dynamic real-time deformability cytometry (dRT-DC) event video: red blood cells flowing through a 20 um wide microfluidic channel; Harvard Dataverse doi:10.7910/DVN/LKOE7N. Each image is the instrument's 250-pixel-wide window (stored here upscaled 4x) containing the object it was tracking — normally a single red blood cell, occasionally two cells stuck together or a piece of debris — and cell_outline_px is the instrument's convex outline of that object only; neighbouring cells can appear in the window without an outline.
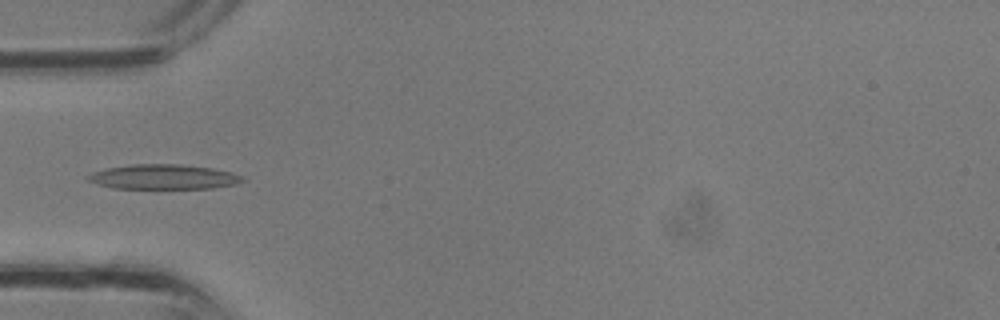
{"species": "common noctule bat (a hibernating species)", "species_latin": "Nyctalus noctula", "temperature_condition": "room temperature", "stored_images_in_passage": 33, "camera_frame_rate_fps": 3000, "um_per_image_px": 0.085, "animal": {"sex": "male", "body_mass_g": 13.3}, "frame": {"image": 1, "passage_image": 10, "time_ms": 3.0, "image_size_px": [1000, 320], "cell_outline_px": [[244, 180], [236, 184], [212, 188], [112, 188], [96, 184], [88, 180], [84, 176], [92, 172], [108, 168], [132, 164], [180, 164], [212, 168], [232, 172], [240, 176]], "centroid_in_image_um": [13.85, 15.03], "position_along_channel_um": 71.1, "area_um2": 22.25}}
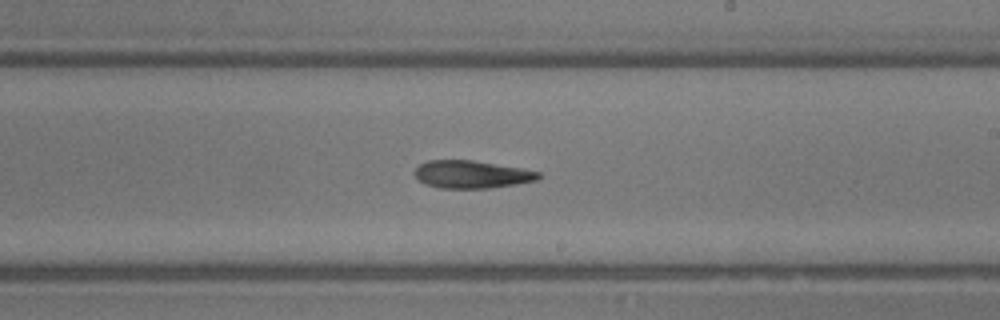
{"frame": {"image": 2, "passage_image": 19, "time_ms": 6.0, "image_size_px": [1000, 320], "cell_outline_px": [[540, 176], [536, 180], [516, 184], [488, 188], [440, 188], [424, 184], [416, 176], [416, 168], [420, 164], [428, 160], [472, 160], [520, 168], [540, 172]], "centroid_in_image_um": [40.08, 14.82], "position_along_channel_um": 248.9, "area_um2": 19.71}}
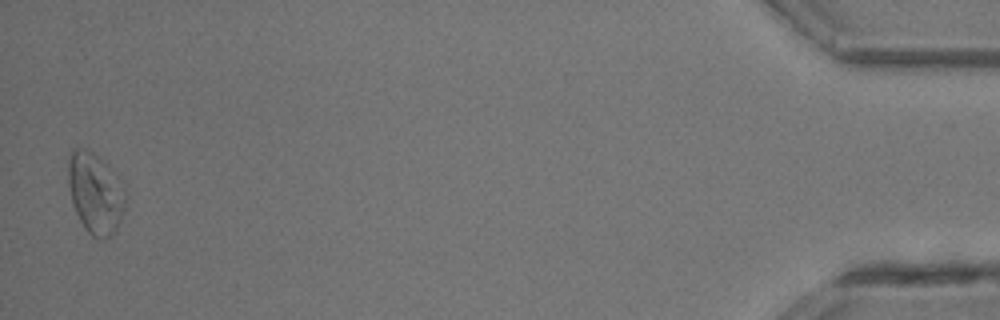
{"frame": {"image": 3, "passage_image": 33, "time_ms": 10.667, "image_size_px": [1000, 320], "cell_outline_px": [[124, 212], [116, 232], [100, 240], [92, 236], [84, 228], [72, 204], [68, 184], [68, 160], [72, 148], [84, 148], [92, 152], [108, 164], [116, 172], [124, 192]], "centroid_in_image_um": [8.09, 16.41], "position_along_channel_um": 427.1, "area_um2": 27.17}}